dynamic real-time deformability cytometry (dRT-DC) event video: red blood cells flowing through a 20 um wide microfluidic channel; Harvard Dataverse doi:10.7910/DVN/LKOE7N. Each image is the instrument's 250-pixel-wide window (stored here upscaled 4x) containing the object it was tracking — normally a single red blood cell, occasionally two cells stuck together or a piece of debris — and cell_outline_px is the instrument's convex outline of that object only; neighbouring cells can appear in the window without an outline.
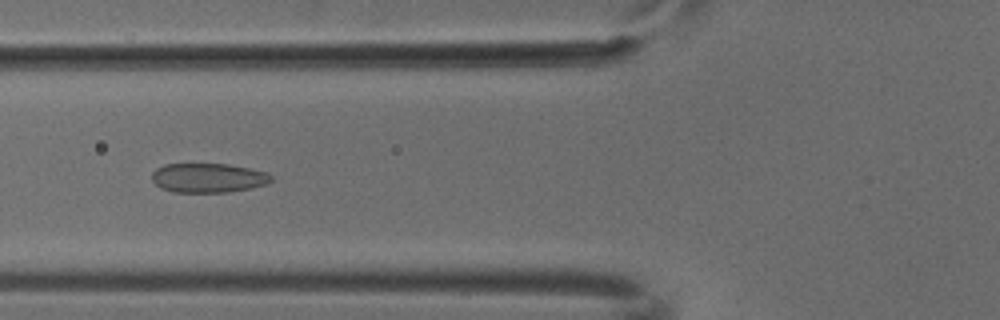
{"species": "common noctule bat (a hibernating species)", "species_latin": "Nyctalus noctula", "temperature_condition": "cold", "stored_images_in_passage": 8, "camera_frame_rate_fps": 3000, "um_per_image_px": 0.085, "animal": {"sex": "male", "body_mass_g": 18.8}, "frame": {"image": 1, "passage_image": 6, "time_ms": 1.667, "image_size_px": [1000, 320], "cell_outline_px": [[272, 180], [264, 184], [252, 188], [228, 192], [172, 192], [160, 188], [152, 180], [152, 172], [156, 168], [164, 164], [228, 164], [268, 172], [272, 176]], "centroid_in_image_um": [17.67, 15.12], "position_along_channel_um": 108.1, "area_um2": 20.46}}
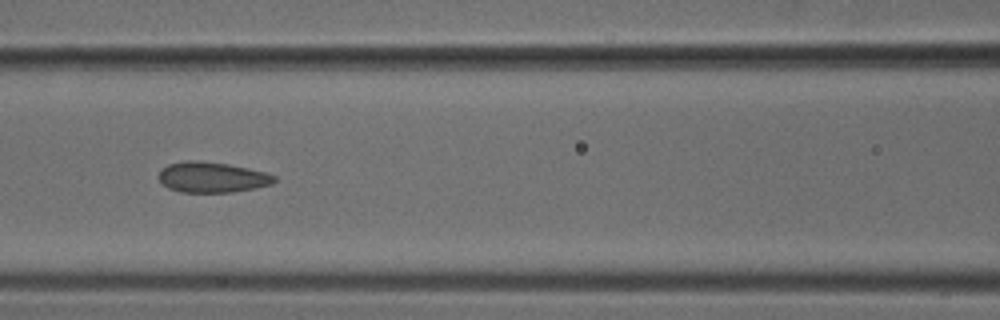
{"frame": {"image": 2, "passage_image": 7, "time_ms": 2.0, "image_size_px": [1000, 320], "cell_outline_px": [[276, 180], [272, 184], [232, 192], [180, 192], [168, 188], [156, 176], [160, 168], [168, 164], [184, 160], [196, 160], [228, 164], [248, 168], [264, 172], [276, 176]], "centroid_in_image_um": [17.97, 15.05], "position_along_channel_um": 148.6, "area_um2": 20.63}}
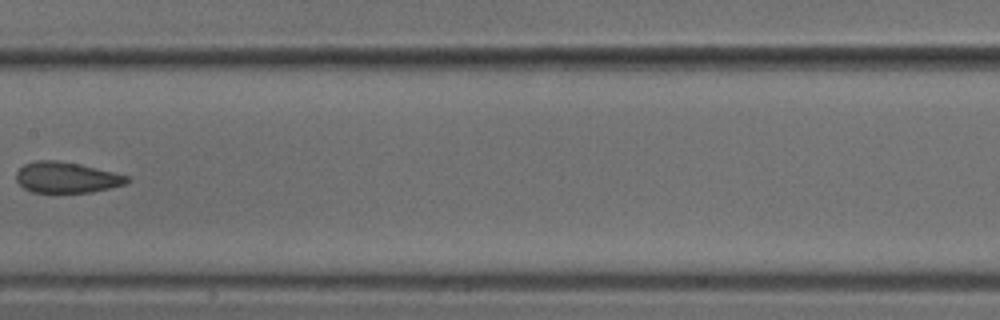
{"frame": {"image": 3, "passage_image": 8, "time_ms": 2.333, "image_size_px": [1000, 320], "cell_outline_px": [[128, 184], [92, 192], [32, 192], [24, 188], [16, 180], [16, 172], [24, 164], [36, 160], [56, 160], [80, 164], [128, 176]], "centroid_in_image_um": [5.64, 15.08], "position_along_channel_um": 201.8, "area_um2": 19.83}}